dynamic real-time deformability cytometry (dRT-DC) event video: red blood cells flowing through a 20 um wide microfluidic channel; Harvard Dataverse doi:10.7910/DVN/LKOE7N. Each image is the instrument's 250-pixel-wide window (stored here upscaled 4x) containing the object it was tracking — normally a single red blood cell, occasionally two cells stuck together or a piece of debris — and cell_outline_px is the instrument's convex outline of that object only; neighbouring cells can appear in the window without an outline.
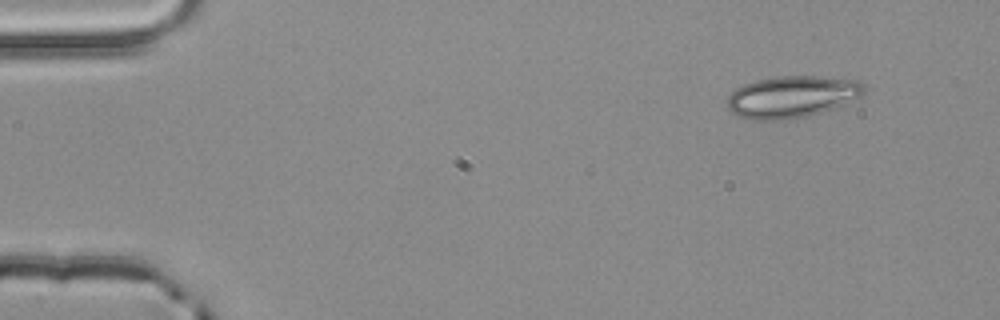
{"species": "common noctule bat (a hibernating species)", "species_latin": "Nyctalus noctula", "temperature_condition": "room temperature", "stored_images_in_passage": 4, "segment_of_instrument_passage": [1, 2], "camera_frame_rate_fps": 3000, "um_per_image_px": 0.085, "animal": {"sex": "male", "body_mass_g": 20.4}, "frame": {"image": 1, "passage_image": 1, "time_ms": 0.0, "image_size_px": [1000, 320], "cell_outline_px": [[864, 96], [832, 108], [808, 116], [780, 120], [752, 120], [740, 116], [732, 112], [728, 108], [728, 96], [736, 88], [744, 84], [756, 80], [780, 76], [820, 76], [860, 80], [864, 84]], "centroid_in_image_um": [67.34, 8.21], "position_along_channel_um": 17.7, "area_um2": 33.35}}